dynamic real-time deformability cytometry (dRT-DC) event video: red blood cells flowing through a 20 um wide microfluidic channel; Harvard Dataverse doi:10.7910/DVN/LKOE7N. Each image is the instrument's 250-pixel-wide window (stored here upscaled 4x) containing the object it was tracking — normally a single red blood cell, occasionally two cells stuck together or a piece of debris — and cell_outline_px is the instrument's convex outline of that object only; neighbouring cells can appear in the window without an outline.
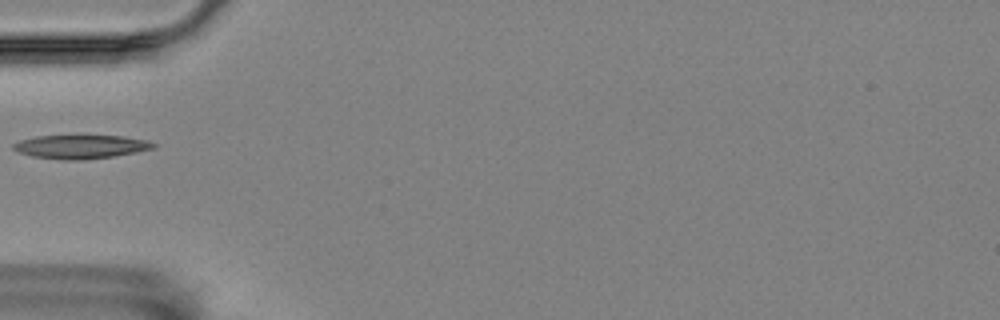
{"species": "Egyptian fruit bat (a non-hibernating species)", "species_latin": "Rousettus aegyptiacus", "temperature_condition": "room temperature", "stored_images_in_passage": 39, "camera_frame_rate_fps": 3000, "um_per_image_px": 0.085, "animal": {"sex": "female"}, "frame": {"image": 1, "passage_image": 1, "time_ms": 0.0, "image_size_px": [1000, 320], "cell_outline_px": [[156, 148], [136, 152], [112, 156], [84, 160], [64, 160], [32, 156], [20, 152], [12, 148], [12, 144], [20, 140], [36, 136], [124, 136], [148, 140], [156, 144]], "centroid_in_image_um": [6.88, 12.47], "position_along_channel_um": 78.1, "area_um2": 19.25}}
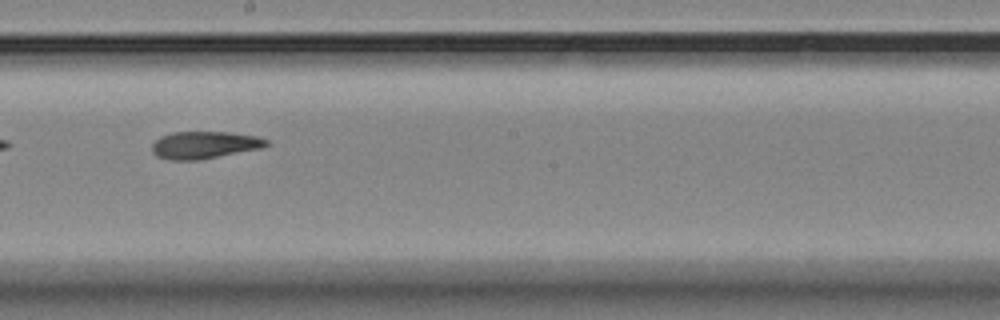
{"frame": {"image": 2, "passage_image": 14, "time_ms": 4.333, "image_size_px": [1000, 320], "cell_outline_px": [[268, 144], [260, 148], [196, 160], [172, 160], [156, 156], [152, 152], [152, 144], [160, 136], [172, 132], [228, 132], [256, 136], [268, 140]], "centroid_in_image_um": [17.32, 12.31], "position_along_channel_um": 230.9, "area_um2": 17.92}}
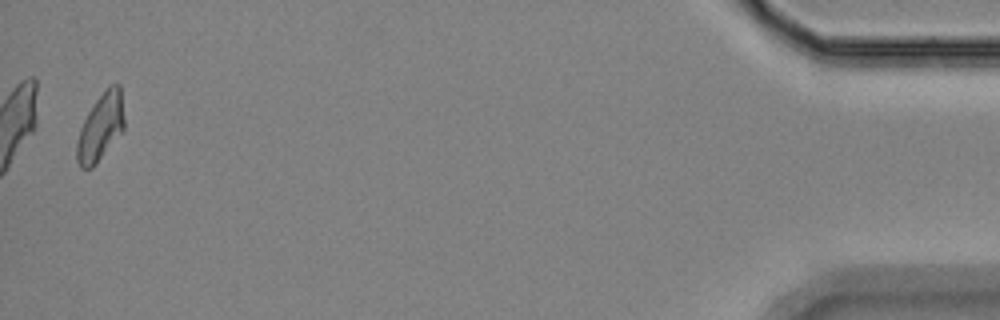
{"frame": {"image": 3, "passage_image": 38, "time_ms": 12.333, "image_size_px": [1000, 320], "cell_outline_px": [[124, 128], [96, 164], [92, 168], [80, 168], [76, 160], [76, 144], [80, 128], [88, 112], [96, 100], [112, 84], [120, 84], [124, 120]], "centroid_in_image_um": [8.53, 10.84], "position_along_channel_um": 426.7, "area_um2": 18.21}}